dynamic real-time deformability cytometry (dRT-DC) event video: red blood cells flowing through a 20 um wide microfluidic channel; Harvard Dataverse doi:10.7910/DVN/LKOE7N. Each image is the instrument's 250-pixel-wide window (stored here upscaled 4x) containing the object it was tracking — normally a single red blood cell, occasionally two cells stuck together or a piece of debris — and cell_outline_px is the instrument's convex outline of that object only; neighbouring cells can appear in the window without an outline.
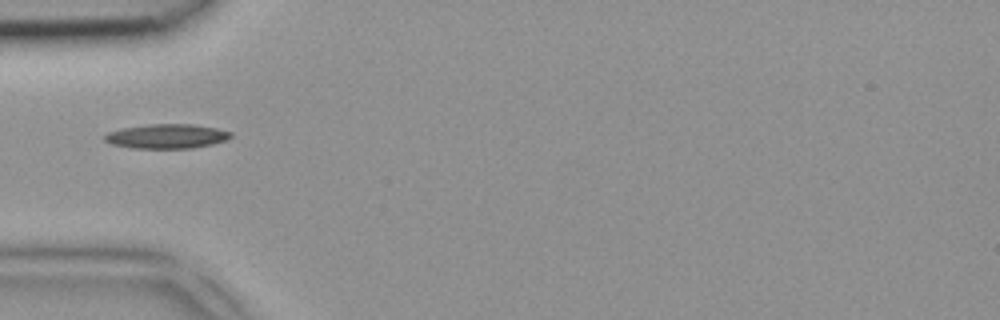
{"species": "common noctule bat (a hibernating species)", "species_latin": "Nyctalus noctula", "temperature_condition": "room temperature", "stored_images_in_passage": 2, "camera_frame_rate_fps": 3000, "um_per_image_px": 0.085, "animal": {"sex": "female", "body_mass_g": 18.4}, "frame": {"image": 1, "passage_image": 1, "time_ms": 0.0, "image_size_px": [1000, 320], "cell_outline_px": [[232, 136], [224, 140], [212, 144], [192, 148], [132, 148], [112, 144], [104, 140], [104, 136], [108, 132], [124, 128], [148, 124], [192, 124], [216, 128], [232, 132]], "centroid_in_image_um": [14.17, 11.58], "position_along_channel_um": 70.8, "area_um2": 17.8}}